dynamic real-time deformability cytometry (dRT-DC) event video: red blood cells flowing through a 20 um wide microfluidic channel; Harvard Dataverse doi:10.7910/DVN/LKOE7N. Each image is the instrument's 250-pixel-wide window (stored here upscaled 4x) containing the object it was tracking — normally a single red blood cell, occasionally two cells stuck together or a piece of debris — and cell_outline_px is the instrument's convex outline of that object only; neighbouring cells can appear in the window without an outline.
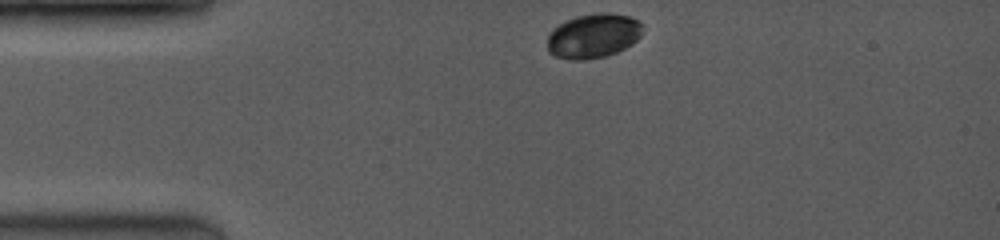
{"species": "common noctule bat (a hibernating species)", "species_latin": "Nyctalus noctula", "temperature_condition": "room temperature", "stored_images_in_passage": 9, "camera_frame_rate_fps": 3500, "um_per_image_px": 0.085, "animal": {"sex": "female", "body_mass_g": 19.0, "forearm_length_mm": 53.3}, "frame": {"image": 1, "passage_image": 1, "time_ms": 0.0, "image_size_px": [1000, 240], "cell_outline_px": [[640, 36], [632, 44], [616, 52], [604, 56], [584, 60], [568, 60], [556, 56], [548, 52], [548, 36], [552, 28], [576, 16], [596, 12], [608, 12], [628, 16], [636, 20], [640, 24]], "centroid_in_image_um": [50.39, 3.05], "position_along_channel_um": 34.6, "area_um2": 24.51}}